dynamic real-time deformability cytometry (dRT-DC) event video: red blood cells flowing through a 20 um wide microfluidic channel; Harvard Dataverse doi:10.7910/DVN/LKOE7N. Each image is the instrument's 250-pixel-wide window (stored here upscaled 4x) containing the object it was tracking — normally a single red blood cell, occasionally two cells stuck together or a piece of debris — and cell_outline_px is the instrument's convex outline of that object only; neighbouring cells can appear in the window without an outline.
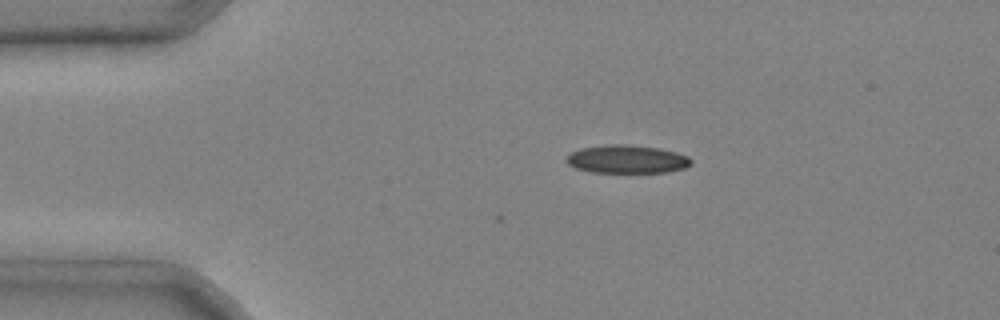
{"species": "common noctule bat (a hibernating species)", "species_latin": "Nyctalus noctula", "temperature_condition": "cold", "stored_images_in_passage": 3, "camera_frame_rate_fps": 3000, "um_per_image_px": 0.085, "animal": {"sex": "male", "body_mass_g": 20.4}, "frame": {"image": 1, "passage_image": 2, "time_ms": 0.333, "image_size_px": [1000, 320], "cell_outline_px": [[692, 164], [684, 168], [668, 172], [588, 172], [576, 168], [568, 164], [564, 160], [572, 152], [580, 148], [604, 144], [624, 144], [660, 148], [676, 152], [688, 156], [692, 160]], "centroid_in_image_um": [53.28, 13.52], "position_along_channel_um": 31.7, "area_um2": 20.63}}